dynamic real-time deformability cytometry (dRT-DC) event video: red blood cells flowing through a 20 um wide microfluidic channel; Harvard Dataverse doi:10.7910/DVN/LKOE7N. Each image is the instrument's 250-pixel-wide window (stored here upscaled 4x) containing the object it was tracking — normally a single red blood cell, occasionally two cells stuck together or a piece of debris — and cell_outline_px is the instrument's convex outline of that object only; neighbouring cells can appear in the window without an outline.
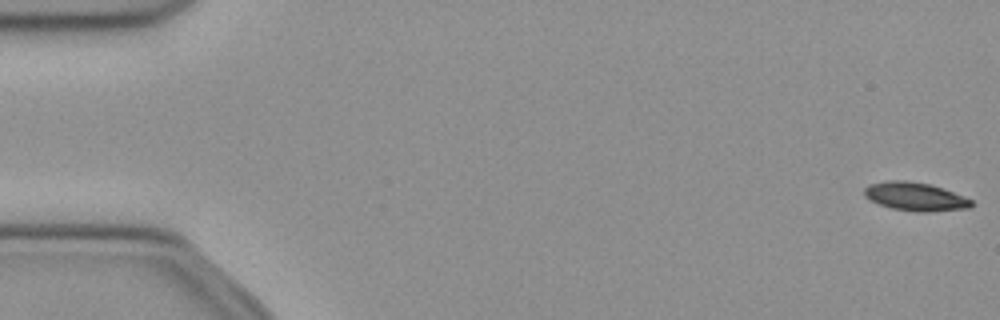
{"species": "common noctule bat (a hibernating species)", "species_latin": "Nyctalus noctula", "temperature_condition": "cold", "stored_images_in_passage": 53, "camera_frame_rate_fps": 3000, "um_per_image_px": 0.085, "animal": {"sex": "female", "body_mass_g": 21.9}, "frame": {"image": 1, "passage_image": 1, "time_ms": 0.0, "image_size_px": [1000, 320], "cell_outline_px": [[972, 208], [928, 212], [920, 212], [892, 208], [880, 204], [864, 196], [864, 188], [868, 184], [884, 180], [904, 180], [932, 184], [964, 196], [972, 200]], "centroid_in_image_um": [77.8, 16.69], "position_along_channel_um": 7.2, "area_um2": 17.86}}
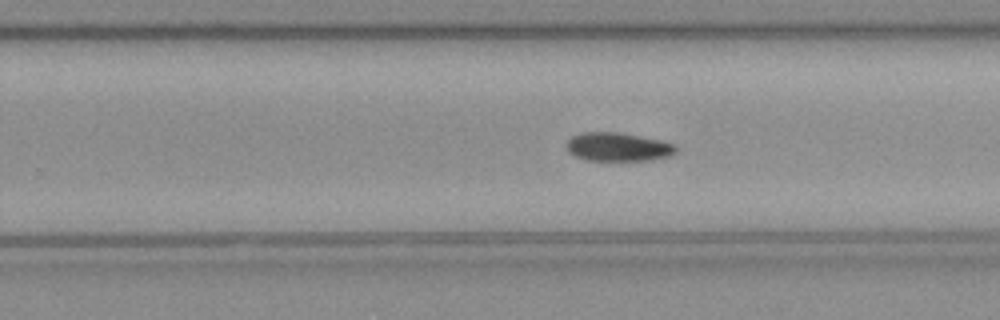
{"frame": {"image": 2, "passage_image": 33, "time_ms": 10.667, "image_size_px": [1000, 320], "cell_outline_px": [[676, 152], [668, 156], [652, 160], [584, 160], [568, 152], [568, 140], [572, 136], [580, 132], [620, 132], [660, 140], [676, 144]], "centroid_in_image_um": [52.53, 12.48], "position_along_channel_um": 277.3, "area_um2": 18.21}}
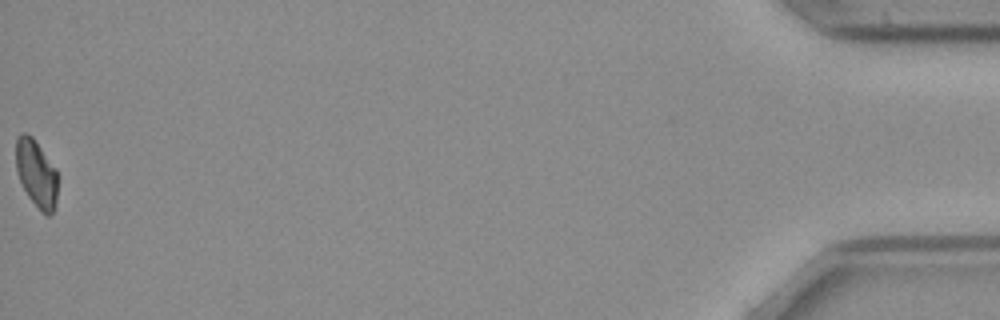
{"frame": {"image": 3, "passage_image": 53, "time_ms": 17.333, "image_size_px": [1000, 320], "cell_outline_px": [[56, 204], [52, 212], [48, 216], [44, 216], [28, 196], [16, 172], [16, 140], [24, 132], [32, 136], [56, 168]], "centroid_in_image_um": [3.09, 14.77], "position_along_channel_um": 432.1, "area_um2": 16.24}, "authors_computed_cell_mechanics": {"area_um2": 17.918, "velocity_mm_per_s": 3.9074, "shape_relaxation_time_tau1_ms": 3.9031, "shape_relaxation_time_tau2_ms": null, "deformation_change_tau1": 0.112, "deformation_change_tau2": null}}